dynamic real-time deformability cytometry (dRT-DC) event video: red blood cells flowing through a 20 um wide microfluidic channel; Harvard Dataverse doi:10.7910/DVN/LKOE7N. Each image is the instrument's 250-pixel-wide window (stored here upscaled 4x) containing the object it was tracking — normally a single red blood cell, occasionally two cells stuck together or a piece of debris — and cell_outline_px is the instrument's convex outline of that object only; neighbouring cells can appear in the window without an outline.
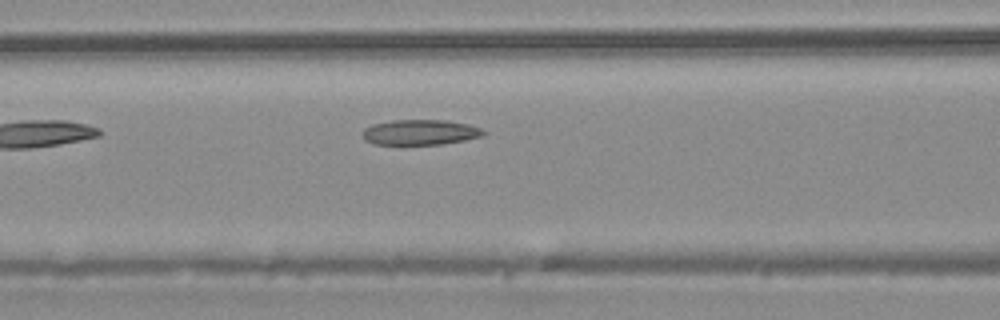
{"species": "common noctule bat (a hibernating species)", "species_latin": "Nyctalus noctula", "temperature_condition": "warm", "stored_images_in_passage": 4, "camera_frame_rate_fps": 3000, "um_per_image_px": 0.085, "animal": {"sex": "male", "body_mass_g": 20.4}, "frame": {"image": 1, "passage_image": 4, "time_ms": 1.0, "image_size_px": [1000, 320], "cell_outline_px": [[488, 132], [484, 136], [464, 140], [440, 144], [376, 144], [364, 140], [364, 128], [372, 124], [392, 120], [444, 120], [468, 124], [480, 128]], "centroid_in_image_um": [35.74, 11.24], "position_along_channel_um": 130.9, "area_um2": 17.74}}